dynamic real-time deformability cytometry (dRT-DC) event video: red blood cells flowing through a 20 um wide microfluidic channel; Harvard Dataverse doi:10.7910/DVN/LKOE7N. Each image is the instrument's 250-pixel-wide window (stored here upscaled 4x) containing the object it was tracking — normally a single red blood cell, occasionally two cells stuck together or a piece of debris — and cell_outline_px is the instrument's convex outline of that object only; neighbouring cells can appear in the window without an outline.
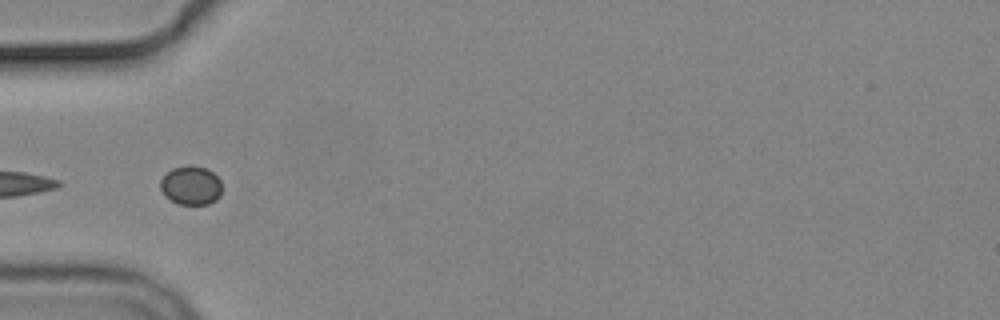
{"species": "common noctule bat (a hibernating species)", "species_latin": "Nyctalus noctula", "temperature_condition": "cold", "stored_images_in_passage": 5, "segment_of_instrument_passage": [2, 2], "camera_frame_rate_fps": 3000, "um_per_image_px": 0.085, "animal": {"sex": "male", "body_mass_g": 19.2, "forearm_length_mm": 51.8}, "frame": {"image": 1, "passage_image": 5, "time_ms": 5.0, "image_size_px": [1000, 320], "cell_outline_px": [[220, 196], [216, 200], [208, 204], [176, 204], [164, 196], [160, 188], [160, 180], [172, 168], [188, 164], [192, 164], [208, 168], [220, 180]], "centroid_in_image_um": [16.21, 15.75], "position_along_channel_um": 68.8, "area_um2": 14.16}}